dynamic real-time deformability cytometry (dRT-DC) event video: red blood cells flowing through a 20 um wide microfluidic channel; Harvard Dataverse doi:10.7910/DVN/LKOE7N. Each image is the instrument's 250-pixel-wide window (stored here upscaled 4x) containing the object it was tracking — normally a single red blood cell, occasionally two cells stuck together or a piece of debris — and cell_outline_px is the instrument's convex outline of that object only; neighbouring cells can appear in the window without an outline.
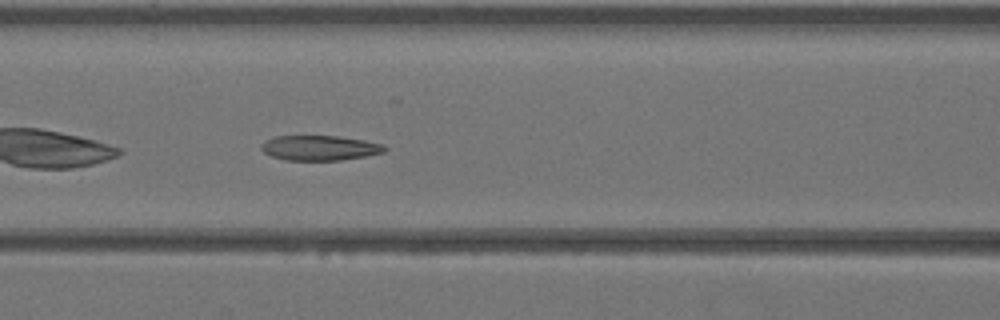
{"species": "Egyptian fruit bat (a non-hibernating species)", "species_latin": "Rousettus aegyptiacus", "temperature_condition": "warm", "stored_images_in_passage": 30, "camera_frame_rate_fps": 3000, "um_per_image_px": 0.085, "animal": {"sex": "female"}, "frame": {"image": 1, "passage_image": 6, "time_ms": 1.667, "image_size_px": [1000, 320], "cell_outline_px": [[388, 148], [384, 152], [364, 156], [340, 160], [284, 160], [272, 156], [264, 152], [260, 148], [260, 144], [264, 140], [276, 136], [336, 136], [364, 140], [384, 144]], "centroid_in_image_um": [27.15, 12.57], "position_along_channel_um": 139.4, "area_um2": 17.98}}
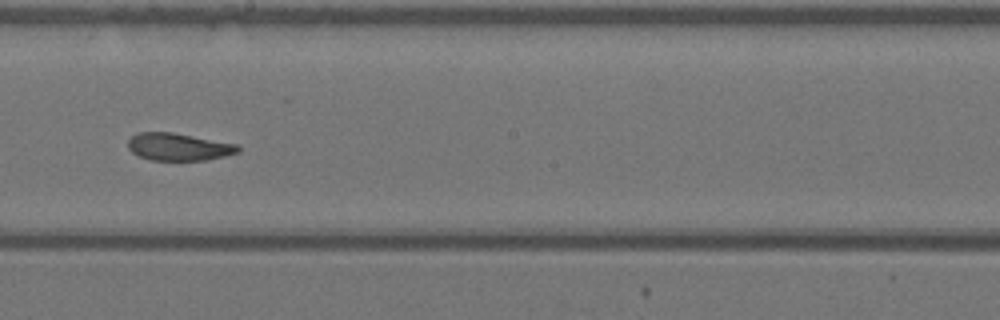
{"frame": {"image": 2, "passage_image": 12, "time_ms": 3.667, "image_size_px": [1000, 320], "cell_outline_px": [[240, 152], [224, 156], [204, 160], [152, 160], [140, 156], [132, 152], [128, 148], [128, 140], [136, 132], [172, 132], [240, 144]], "centroid_in_image_um": [15.21, 12.47], "position_along_channel_um": 233.0, "area_um2": 17.69}}
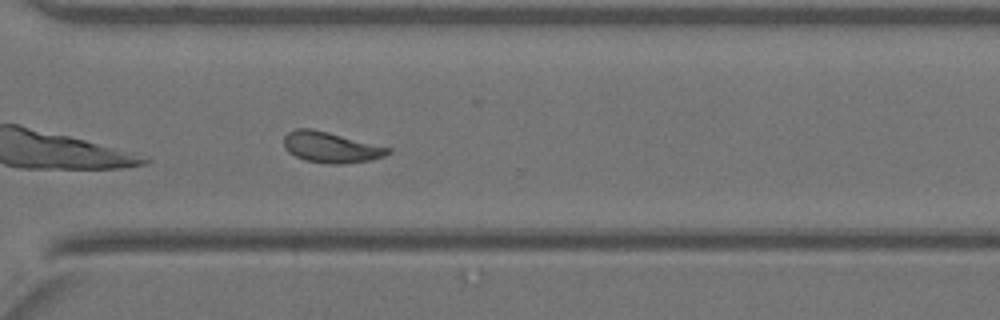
{"frame": {"image": 3, "passage_image": 19, "time_ms": 6.0, "image_size_px": [1000, 320], "cell_outline_px": [[392, 152], [384, 156], [368, 160], [344, 164], [332, 164], [304, 160], [288, 152], [284, 148], [284, 136], [288, 132], [296, 128], [312, 128], [392, 148]], "centroid_in_image_um": [28.11, 12.51], "position_along_channel_um": 342.5, "area_um2": 18.67}}